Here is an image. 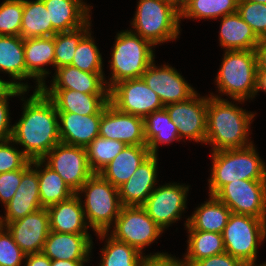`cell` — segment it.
Masks as SVG:
<instances>
[{
	"instance_id": "obj_1",
	"label": "cell",
	"mask_w": 266,
	"mask_h": 266,
	"mask_svg": "<svg viewBox=\"0 0 266 266\" xmlns=\"http://www.w3.org/2000/svg\"><path fill=\"white\" fill-rule=\"evenodd\" d=\"M23 103L22 116L13 126L12 140L30 160H42L58 143L59 118L52 100L40 89Z\"/></svg>"
},
{
	"instance_id": "obj_2",
	"label": "cell",
	"mask_w": 266,
	"mask_h": 266,
	"mask_svg": "<svg viewBox=\"0 0 266 266\" xmlns=\"http://www.w3.org/2000/svg\"><path fill=\"white\" fill-rule=\"evenodd\" d=\"M255 113L248 112L211 93L208 97L205 144L212 151L244 148L253 144L250 141V125Z\"/></svg>"
},
{
	"instance_id": "obj_3",
	"label": "cell",
	"mask_w": 266,
	"mask_h": 266,
	"mask_svg": "<svg viewBox=\"0 0 266 266\" xmlns=\"http://www.w3.org/2000/svg\"><path fill=\"white\" fill-rule=\"evenodd\" d=\"M209 196H215L225 185L238 180H266V165L254 144L244 148L212 151Z\"/></svg>"
},
{
	"instance_id": "obj_4",
	"label": "cell",
	"mask_w": 266,
	"mask_h": 266,
	"mask_svg": "<svg viewBox=\"0 0 266 266\" xmlns=\"http://www.w3.org/2000/svg\"><path fill=\"white\" fill-rule=\"evenodd\" d=\"M110 63L111 76L106 84L110 90L123 80L141 78L147 67L155 60L153 45L130 30L115 36Z\"/></svg>"
},
{
	"instance_id": "obj_5",
	"label": "cell",
	"mask_w": 266,
	"mask_h": 266,
	"mask_svg": "<svg viewBox=\"0 0 266 266\" xmlns=\"http://www.w3.org/2000/svg\"><path fill=\"white\" fill-rule=\"evenodd\" d=\"M180 21V12L168 0H139L130 31L155 47L179 38Z\"/></svg>"
},
{
	"instance_id": "obj_6",
	"label": "cell",
	"mask_w": 266,
	"mask_h": 266,
	"mask_svg": "<svg viewBox=\"0 0 266 266\" xmlns=\"http://www.w3.org/2000/svg\"><path fill=\"white\" fill-rule=\"evenodd\" d=\"M82 193L85 195L83 201ZM76 194L80 197L88 226L95 233L109 232L122 208L118 188L94 173Z\"/></svg>"
},
{
	"instance_id": "obj_7",
	"label": "cell",
	"mask_w": 266,
	"mask_h": 266,
	"mask_svg": "<svg viewBox=\"0 0 266 266\" xmlns=\"http://www.w3.org/2000/svg\"><path fill=\"white\" fill-rule=\"evenodd\" d=\"M257 57L255 50L225 51L215 83L219 93L239 103L251 99Z\"/></svg>"
},
{
	"instance_id": "obj_8",
	"label": "cell",
	"mask_w": 266,
	"mask_h": 266,
	"mask_svg": "<svg viewBox=\"0 0 266 266\" xmlns=\"http://www.w3.org/2000/svg\"><path fill=\"white\" fill-rule=\"evenodd\" d=\"M225 252L246 266H256L258 245L266 238V218L234 214L222 232ZM257 266H266V262Z\"/></svg>"
},
{
	"instance_id": "obj_9",
	"label": "cell",
	"mask_w": 266,
	"mask_h": 266,
	"mask_svg": "<svg viewBox=\"0 0 266 266\" xmlns=\"http://www.w3.org/2000/svg\"><path fill=\"white\" fill-rule=\"evenodd\" d=\"M110 234L143 252L163 233L142 206H122Z\"/></svg>"
},
{
	"instance_id": "obj_10",
	"label": "cell",
	"mask_w": 266,
	"mask_h": 266,
	"mask_svg": "<svg viewBox=\"0 0 266 266\" xmlns=\"http://www.w3.org/2000/svg\"><path fill=\"white\" fill-rule=\"evenodd\" d=\"M109 102L119 111L145 118L164 108L159 96L142 78L123 80L109 90Z\"/></svg>"
},
{
	"instance_id": "obj_11",
	"label": "cell",
	"mask_w": 266,
	"mask_h": 266,
	"mask_svg": "<svg viewBox=\"0 0 266 266\" xmlns=\"http://www.w3.org/2000/svg\"><path fill=\"white\" fill-rule=\"evenodd\" d=\"M42 160L74 193L94 174L88 164L84 147L60 142Z\"/></svg>"
},
{
	"instance_id": "obj_12",
	"label": "cell",
	"mask_w": 266,
	"mask_h": 266,
	"mask_svg": "<svg viewBox=\"0 0 266 266\" xmlns=\"http://www.w3.org/2000/svg\"><path fill=\"white\" fill-rule=\"evenodd\" d=\"M232 213L266 218V180H238L216 195Z\"/></svg>"
},
{
	"instance_id": "obj_13",
	"label": "cell",
	"mask_w": 266,
	"mask_h": 266,
	"mask_svg": "<svg viewBox=\"0 0 266 266\" xmlns=\"http://www.w3.org/2000/svg\"><path fill=\"white\" fill-rule=\"evenodd\" d=\"M189 185L166 183L157 186L142 207L163 231L172 223L181 219L186 209Z\"/></svg>"
},
{
	"instance_id": "obj_14",
	"label": "cell",
	"mask_w": 266,
	"mask_h": 266,
	"mask_svg": "<svg viewBox=\"0 0 266 266\" xmlns=\"http://www.w3.org/2000/svg\"><path fill=\"white\" fill-rule=\"evenodd\" d=\"M208 96L197 92L189 99L164 106L178 128L179 138L205 143Z\"/></svg>"
},
{
	"instance_id": "obj_15",
	"label": "cell",
	"mask_w": 266,
	"mask_h": 266,
	"mask_svg": "<svg viewBox=\"0 0 266 266\" xmlns=\"http://www.w3.org/2000/svg\"><path fill=\"white\" fill-rule=\"evenodd\" d=\"M155 60L142 74V79L160 98L164 106L185 101L197 91L172 66H156Z\"/></svg>"
},
{
	"instance_id": "obj_16",
	"label": "cell",
	"mask_w": 266,
	"mask_h": 266,
	"mask_svg": "<svg viewBox=\"0 0 266 266\" xmlns=\"http://www.w3.org/2000/svg\"><path fill=\"white\" fill-rule=\"evenodd\" d=\"M99 136L122 141L126 145H147L144 118L121 112L110 102L102 112Z\"/></svg>"
},
{
	"instance_id": "obj_17",
	"label": "cell",
	"mask_w": 266,
	"mask_h": 266,
	"mask_svg": "<svg viewBox=\"0 0 266 266\" xmlns=\"http://www.w3.org/2000/svg\"><path fill=\"white\" fill-rule=\"evenodd\" d=\"M35 167V168H34ZM5 216H0V226L23 218L42 209L39 195L37 160L31 161L22 169V179L13 198L4 207Z\"/></svg>"
},
{
	"instance_id": "obj_18",
	"label": "cell",
	"mask_w": 266,
	"mask_h": 266,
	"mask_svg": "<svg viewBox=\"0 0 266 266\" xmlns=\"http://www.w3.org/2000/svg\"><path fill=\"white\" fill-rule=\"evenodd\" d=\"M5 227L25 255L42 252L50 232L48 210L42 208L8 223Z\"/></svg>"
},
{
	"instance_id": "obj_19",
	"label": "cell",
	"mask_w": 266,
	"mask_h": 266,
	"mask_svg": "<svg viewBox=\"0 0 266 266\" xmlns=\"http://www.w3.org/2000/svg\"><path fill=\"white\" fill-rule=\"evenodd\" d=\"M158 156L150 155L141 164L131 178L118 187L122 206H142L157 181Z\"/></svg>"
},
{
	"instance_id": "obj_20",
	"label": "cell",
	"mask_w": 266,
	"mask_h": 266,
	"mask_svg": "<svg viewBox=\"0 0 266 266\" xmlns=\"http://www.w3.org/2000/svg\"><path fill=\"white\" fill-rule=\"evenodd\" d=\"M91 234L59 233L50 230L42 252L51 260H90Z\"/></svg>"
},
{
	"instance_id": "obj_21",
	"label": "cell",
	"mask_w": 266,
	"mask_h": 266,
	"mask_svg": "<svg viewBox=\"0 0 266 266\" xmlns=\"http://www.w3.org/2000/svg\"><path fill=\"white\" fill-rule=\"evenodd\" d=\"M101 116L58 112L60 142L85 148L99 136Z\"/></svg>"
},
{
	"instance_id": "obj_22",
	"label": "cell",
	"mask_w": 266,
	"mask_h": 266,
	"mask_svg": "<svg viewBox=\"0 0 266 266\" xmlns=\"http://www.w3.org/2000/svg\"><path fill=\"white\" fill-rule=\"evenodd\" d=\"M52 84L41 89H68L86 94H109L104 73H88L71 65L54 69Z\"/></svg>"
},
{
	"instance_id": "obj_23",
	"label": "cell",
	"mask_w": 266,
	"mask_h": 266,
	"mask_svg": "<svg viewBox=\"0 0 266 266\" xmlns=\"http://www.w3.org/2000/svg\"><path fill=\"white\" fill-rule=\"evenodd\" d=\"M41 90L52 100L58 112L102 114L109 103V94H86L68 89Z\"/></svg>"
},
{
	"instance_id": "obj_24",
	"label": "cell",
	"mask_w": 266,
	"mask_h": 266,
	"mask_svg": "<svg viewBox=\"0 0 266 266\" xmlns=\"http://www.w3.org/2000/svg\"><path fill=\"white\" fill-rule=\"evenodd\" d=\"M26 65V78L36 80L34 90H40L45 84V77L50 73L44 66L54 68V36L23 39Z\"/></svg>"
},
{
	"instance_id": "obj_25",
	"label": "cell",
	"mask_w": 266,
	"mask_h": 266,
	"mask_svg": "<svg viewBox=\"0 0 266 266\" xmlns=\"http://www.w3.org/2000/svg\"><path fill=\"white\" fill-rule=\"evenodd\" d=\"M49 12L52 28L68 32L84 26L91 20V6L83 0H43Z\"/></svg>"
},
{
	"instance_id": "obj_26",
	"label": "cell",
	"mask_w": 266,
	"mask_h": 266,
	"mask_svg": "<svg viewBox=\"0 0 266 266\" xmlns=\"http://www.w3.org/2000/svg\"><path fill=\"white\" fill-rule=\"evenodd\" d=\"M50 230L59 233L89 234L80 197L75 193L67 200L47 208Z\"/></svg>"
},
{
	"instance_id": "obj_27",
	"label": "cell",
	"mask_w": 266,
	"mask_h": 266,
	"mask_svg": "<svg viewBox=\"0 0 266 266\" xmlns=\"http://www.w3.org/2000/svg\"><path fill=\"white\" fill-rule=\"evenodd\" d=\"M150 155L147 145H127L99 174L118 188Z\"/></svg>"
},
{
	"instance_id": "obj_28",
	"label": "cell",
	"mask_w": 266,
	"mask_h": 266,
	"mask_svg": "<svg viewBox=\"0 0 266 266\" xmlns=\"http://www.w3.org/2000/svg\"><path fill=\"white\" fill-rule=\"evenodd\" d=\"M219 42L224 51L255 50L259 38L238 12L221 18Z\"/></svg>"
},
{
	"instance_id": "obj_29",
	"label": "cell",
	"mask_w": 266,
	"mask_h": 266,
	"mask_svg": "<svg viewBox=\"0 0 266 266\" xmlns=\"http://www.w3.org/2000/svg\"><path fill=\"white\" fill-rule=\"evenodd\" d=\"M9 74L12 83L29 92L26 80V65L23 38L21 36L0 35V72ZM18 80V81H17Z\"/></svg>"
},
{
	"instance_id": "obj_30",
	"label": "cell",
	"mask_w": 266,
	"mask_h": 266,
	"mask_svg": "<svg viewBox=\"0 0 266 266\" xmlns=\"http://www.w3.org/2000/svg\"><path fill=\"white\" fill-rule=\"evenodd\" d=\"M231 214V210L224 203L210 195L209 200L196 207L185 225L188 223L194 230L222 234Z\"/></svg>"
},
{
	"instance_id": "obj_31",
	"label": "cell",
	"mask_w": 266,
	"mask_h": 266,
	"mask_svg": "<svg viewBox=\"0 0 266 266\" xmlns=\"http://www.w3.org/2000/svg\"><path fill=\"white\" fill-rule=\"evenodd\" d=\"M187 253L181 259L184 266H193L197 261L225 252L222 234L194 230L188 223Z\"/></svg>"
},
{
	"instance_id": "obj_32",
	"label": "cell",
	"mask_w": 266,
	"mask_h": 266,
	"mask_svg": "<svg viewBox=\"0 0 266 266\" xmlns=\"http://www.w3.org/2000/svg\"><path fill=\"white\" fill-rule=\"evenodd\" d=\"M144 137L151 155H157L160 144L181 140L177 126L165 108L154 111L144 118Z\"/></svg>"
},
{
	"instance_id": "obj_33",
	"label": "cell",
	"mask_w": 266,
	"mask_h": 266,
	"mask_svg": "<svg viewBox=\"0 0 266 266\" xmlns=\"http://www.w3.org/2000/svg\"><path fill=\"white\" fill-rule=\"evenodd\" d=\"M56 33L43 0H23L20 36L27 39L50 37Z\"/></svg>"
},
{
	"instance_id": "obj_34",
	"label": "cell",
	"mask_w": 266,
	"mask_h": 266,
	"mask_svg": "<svg viewBox=\"0 0 266 266\" xmlns=\"http://www.w3.org/2000/svg\"><path fill=\"white\" fill-rule=\"evenodd\" d=\"M37 174L42 208L58 204L75 194L63 179L43 160H37Z\"/></svg>"
},
{
	"instance_id": "obj_35",
	"label": "cell",
	"mask_w": 266,
	"mask_h": 266,
	"mask_svg": "<svg viewBox=\"0 0 266 266\" xmlns=\"http://www.w3.org/2000/svg\"><path fill=\"white\" fill-rule=\"evenodd\" d=\"M99 239L106 240L104 248L101 249V260L99 266H139L146 255L139 252L135 247L125 242L116 240L108 232L96 233ZM108 237V238H107Z\"/></svg>"
},
{
	"instance_id": "obj_36",
	"label": "cell",
	"mask_w": 266,
	"mask_h": 266,
	"mask_svg": "<svg viewBox=\"0 0 266 266\" xmlns=\"http://www.w3.org/2000/svg\"><path fill=\"white\" fill-rule=\"evenodd\" d=\"M239 0H192L180 13V19H217L238 11Z\"/></svg>"
},
{
	"instance_id": "obj_37",
	"label": "cell",
	"mask_w": 266,
	"mask_h": 266,
	"mask_svg": "<svg viewBox=\"0 0 266 266\" xmlns=\"http://www.w3.org/2000/svg\"><path fill=\"white\" fill-rule=\"evenodd\" d=\"M126 146L122 141L97 136L85 147L91 170L102 171Z\"/></svg>"
},
{
	"instance_id": "obj_38",
	"label": "cell",
	"mask_w": 266,
	"mask_h": 266,
	"mask_svg": "<svg viewBox=\"0 0 266 266\" xmlns=\"http://www.w3.org/2000/svg\"><path fill=\"white\" fill-rule=\"evenodd\" d=\"M91 21L84 26L54 35V67L55 69L71 65L75 50L80 40L90 31Z\"/></svg>"
},
{
	"instance_id": "obj_39",
	"label": "cell",
	"mask_w": 266,
	"mask_h": 266,
	"mask_svg": "<svg viewBox=\"0 0 266 266\" xmlns=\"http://www.w3.org/2000/svg\"><path fill=\"white\" fill-rule=\"evenodd\" d=\"M89 31L79 42L71 66L88 73H104L103 58Z\"/></svg>"
},
{
	"instance_id": "obj_40",
	"label": "cell",
	"mask_w": 266,
	"mask_h": 266,
	"mask_svg": "<svg viewBox=\"0 0 266 266\" xmlns=\"http://www.w3.org/2000/svg\"><path fill=\"white\" fill-rule=\"evenodd\" d=\"M23 0H5L0 4V35L20 36Z\"/></svg>"
},
{
	"instance_id": "obj_41",
	"label": "cell",
	"mask_w": 266,
	"mask_h": 266,
	"mask_svg": "<svg viewBox=\"0 0 266 266\" xmlns=\"http://www.w3.org/2000/svg\"><path fill=\"white\" fill-rule=\"evenodd\" d=\"M237 12L259 39L266 38V4L239 1Z\"/></svg>"
},
{
	"instance_id": "obj_42",
	"label": "cell",
	"mask_w": 266,
	"mask_h": 266,
	"mask_svg": "<svg viewBox=\"0 0 266 266\" xmlns=\"http://www.w3.org/2000/svg\"><path fill=\"white\" fill-rule=\"evenodd\" d=\"M14 144L12 139L0 141V173L24 169L31 163L22 150L12 146Z\"/></svg>"
},
{
	"instance_id": "obj_43",
	"label": "cell",
	"mask_w": 266,
	"mask_h": 266,
	"mask_svg": "<svg viewBox=\"0 0 266 266\" xmlns=\"http://www.w3.org/2000/svg\"><path fill=\"white\" fill-rule=\"evenodd\" d=\"M25 256L12 234L0 226V266H21Z\"/></svg>"
},
{
	"instance_id": "obj_44",
	"label": "cell",
	"mask_w": 266,
	"mask_h": 266,
	"mask_svg": "<svg viewBox=\"0 0 266 266\" xmlns=\"http://www.w3.org/2000/svg\"><path fill=\"white\" fill-rule=\"evenodd\" d=\"M22 179V169L0 173V201L4 207L15 195Z\"/></svg>"
},
{
	"instance_id": "obj_45",
	"label": "cell",
	"mask_w": 266,
	"mask_h": 266,
	"mask_svg": "<svg viewBox=\"0 0 266 266\" xmlns=\"http://www.w3.org/2000/svg\"><path fill=\"white\" fill-rule=\"evenodd\" d=\"M27 91L21 88H15L6 98L0 100V141L12 138L13 126L10 124L9 117V98L16 96H24Z\"/></svg>"
},
{
	"instance_id": "obj_46",
	"label": "cell",
	"mask_w": 266,
	"mask_h": 266,
	"mask_svg": "<svg viewBox=\"0 0 266 266\" xmlns=\"http://www.w3.org/2000/svg\"><path fill=\"white\" fill-rule=\"evenodd\" d=\"M174 257L166 252L149 254L143 258L139 266H184L181 259Z\"/></svg>"
},
{
	"instance_id": "obj_47",
	"label": "cell",
	"mask_w": 266,
	"mask_h": 266,
	"mask_svg": "<svg viewBox=\"0 0 266 266\" xmlns=\"http://www.w3.org/2000/svg\"><path fill=\"white\" fill-rule=\"evenodd\" d=\"M193 266H246L227 252L197 261Z\"/></svg>"
},
{
	"instance_id": "obj_48",
	"label": "cell",
	"mask_w": 266,
	"mask_h": 266,
	"mask_svg": "<svg viewBox=\"0 0 266 266\" xmlns=\"http://www.w3.org/2000/svg\"><path fill=\"white\" fill-rule=\"evenodd\" d=\"M24 263V266H51V259L43 252H39L26 255Z\"/></svg>"
},
{
	"instance_id": "obj_49",
	"label": "cell",
	"mask_w": 266,
	"mask_h": 266,
	"mask_svg": "<svg viewBox=\"0 0 266 266\" xmlns=\"http://www.w3.org/2000/svg\"><path fill=\"white\" fill-rule=\"evenodd\" d=\"M261 89L266 93V71H263L257 67L255 70L254 88L251 99L254 98L258 92L261 91Z\"/></svg>"
},
{
	"instance_id": "obj_50",
	"label": "cell",
	"mask_w": 266,
	"mask_h": 266,
	"mask_svg": "<svg viewBox=\"0 0 266 266\" xmlns=\"http://www.w3.org/2000/svg\"><path fill=\"white\" fill-rule=\"evenodd\" d=\"M257 57V67L263 71H266V38L259 40L255 48Z\"/></svg>"
},
{
	"instance_id": "obj_51",
	"label": "cell",
	"mask_w": 266,
	"mask_h": 266,
	"mask_svg": "<svg viewBox=\"0 0 266 266\" xmlns=\"http://www.w3.org/2000/svg\"><path fill=\"white\" fill-rule=\"evenodd\" d=\"M15 88L11 80L4 81L0 78V100L6 98Z\"/></svg>"
},
{
	"instance_id": "obj_52",
	"label": "cell",
	"mask_w": 266,
	"mask_h": 266,
	"mask_svg": "<svg viewBox=\"0 0 266 266\" xmlns=\"http://www.w3.org/2000/svg\"><path fill=\"white\" fill-rule=\"evenodd\" d=\"M89 260H51V266H84Z\"/></svg>"
},
{
	"instance_id": "obj_53",
	"label": "cell",
	"mask_w": 266,
	"mask_h": 266,
	"mask_svg": "<svg viewBox=\"0 0 266 266\" xmlns=\"http://www.w3.org/2000/svg\"><path fill=\"white\" fill-rule=\"evenodd\" d=\"M180 13L192 0H168Z\"/></svg>"
},
{
	"instance_id": "obj_54",
	"label": "cell",
	"mask_w": 266,
	"mask_h": 266,
	"mask_svg": "<svg viewBox=\"0 0 266 266\" xmlns=\"http://www.w3.org/2000/svg\"><path fill=\"white\" fill-rule=\"evenodd\" d=\"M239 1L255 2V3H263V4H266V0H239Z\"/></svg>"
}]
</instances>
